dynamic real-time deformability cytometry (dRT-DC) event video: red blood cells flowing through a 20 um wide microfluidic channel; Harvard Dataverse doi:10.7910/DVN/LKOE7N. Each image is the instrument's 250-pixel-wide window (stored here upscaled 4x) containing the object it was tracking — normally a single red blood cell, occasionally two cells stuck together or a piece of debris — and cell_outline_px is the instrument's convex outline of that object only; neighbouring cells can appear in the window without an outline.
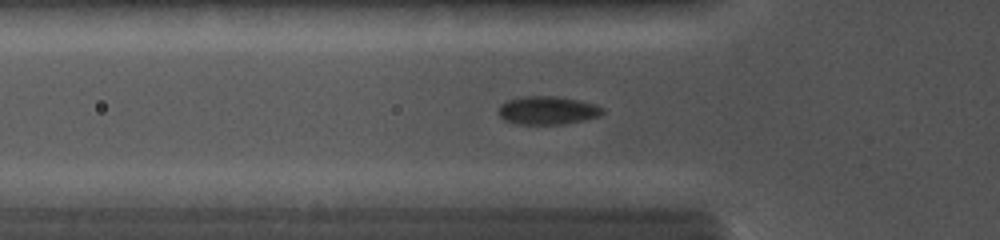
{"species": "common noctule bat (a hibernating species)", "species_latin": "Nyctalus noctula", "temperature_condition": "cold", "stored_images_in_passage": 11, "camera_frame_rate_fps": 5000, "um_per_image_px": 0.085, "animal": {"sex": "female", "body_mass_g": 19.0, "forearm_length_mm": 56.7}, "frame": {"image": 1, "passage_image": 7, "time_ms": 3.6, "image_size_px": [1000, 240], "cell_outline_px": [[604, 112], [600, 116], [584, 120], [564, 124], [516, 124], [504, 120], [496, 112], [500, 104], [508, 100], [520, 96], [556, 96], [580, 100], [596, 104], [604, 108]], "centroid_in_image_um": [46.53, 9.38], "position_along_channel_um": 79.3, "area_um2": 17.46}}
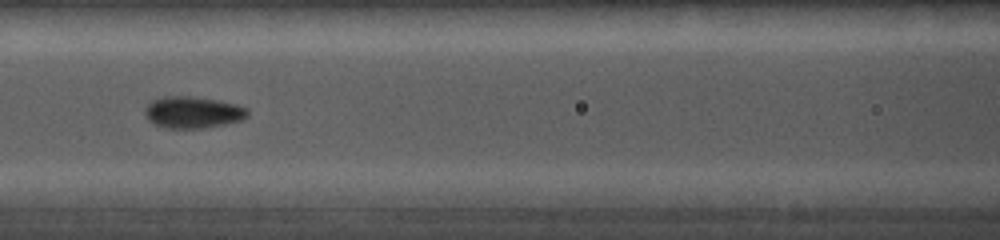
{"frame": {"image": 2, "passage_image": 10, "time_ms": 5.2, "image_size_px": [1000, 240], "cell_outline_px": [[248, 116], [240, 120], [224, 124], [204, 128], [164, 128], [148, 120], [144, 112], [144, 108], [152, 100], [164, 96], [188, 96], [216, 100], [236, 104], [248, 108]], "centroid_in_image_um": [16.37, 9.54], "position_along_channel_um": 150.2, "area_um2": 18.9}}